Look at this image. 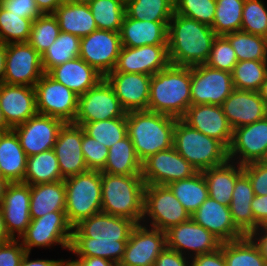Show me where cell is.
<instances>
[{
    "mask_svg": "<svg viewBox=\"0 0 267 266\" xmlns=\"http://www.w3.org/2000/svg\"><path fill=\"white\" fill-rule=\"evenodd\" d=\"M135 225L125 217L97 213L73 227L69 250L78 257H100L118 265Z\"/></svg>",
    "mask_w": 267,
    "mask_h": 266,
    "instance_id": "cell-1",
    "label": "cell"
},
{
    "mask_svg": "<svg viewBox=\"0 0 267 266\" xmlns=\"http://www.w3.org/2000/svg\"><path fill=\"white\" fill-rule=\"evenodd\" d=\"M215 37L211 26L174 13L167 32L170 64L187 67L205 64Z\"/></svg>",
    "mask_w": 267,
    "mask_h": 266,
    "instance_id": "cell-2",
    "label": "cell"
},
{
    "mask_svg": "<svg viewBox=\"0 0 267 266\" xmlns=\"http://www.w3.org/2000/svg\"><path fill=\"white\" fill-rule=\"evenodd\" d=\"M191 105V67L169 64L152 75L148 110L181 119Z\"/></svg>",
    "mask_w": 267,
    "mask_h": 266,
    "instance_id": "cell-3",
    "label": "cell"
},
{
    "mask_svg": "<svg viewBox=\"0 0 267 266\" xmlns=\"http://www.w3.org/2000/svg\"><path fill=\"white\" fill-rule=\"evenodd\" d=\"M176 119L149 110L126 113L127 134L141 162L173 146Z\"/></svg>",
    "mask_w": 267,
    "mask_h": 266,
    "instance_id": "cell-4",
    "label": "cell"
},
{
    "mask_svg": "<svg viewBox=\"0 0 267 266\" xmlns=\"http://www.w3.org/2000/svg\"><path fill=\"white\" fill-rule=\"evenodd\" d=\"M102 212L131 219L136 224L144 217L145 182L141 175L101 172Z\"/></svg>",
    "mask_w": 267,
    "mask_h": 266,
    "instance_id": "cell-5",
    "label": "cell"
},
{
    "mask_svg": "<svg viewBox=\"0 0 267 266\" xmlns=\"http://www.w3.org/2000/svg\"><path fill=\"white\" fill-rule=\"evenodd\" d=\"M173 147L197 171L225 164L228 149L218 140L190 127L182 119H176Z\"/></svg>",
    "mask_w": 267,
    "mask_h": 266,
    "instance_id": "cell-6",
    "label": "cell"
},
{
    "mask_svg": "<svg viewBox=\"0 0 267 266\" xmlns=\"http://www.w3.org/2000/svg\"><path fill=\"white\" fill-rule=\"evenodd\" d=\"M65 213L74 227L82 220L102 212L101 171L88 170L64 179Z\"/></svg>",
    "mask_w": 267,
    "mask_h": 266,
    "instance_id": "cell-7",
    "label": "cell"
},
{
    "mask_svg": "<svg viewBox=\"0 0 267 266\" xmlns=\"http://www.w3.org/2000/svg\"><path fill=\"white\" fill-rule=\"evenodd\" d=\"M151 219L150 227L166 232L191 218L168 186L146 184L144 189V217Z\"/></svg>",
    "mask_w": 267,
    "mask_h": 266,
    "instance_id": "cell-8",
    "label": "cell"
},
{
    "mask_svg": "<svg viewBox=\"0 0 267 266\" xmlns=\"http://www.w3.org/2000/svg\"><path fill=\"white\" fill-rule=\"evenodd\" d=\"M126 113L113 87L103 78L78 96L77 113L72 123L82 127L87 122L126 117Z\"/></svg>",
    "mask_w": 267,
    "mask_h": 266,
    "instance_id": "cell-9",
    "label": "cell"
},
{
    "mask_svg": "<svg viewBox=\"0 0 267 266\" xmlns=\"http://www.w3.org/2000/svg\"><path fill=\"white\" fill-rule=\"evenodd\" d=\"M72 230L65 211L49 212L37 219H31L21 235V244L29 253L32 247H50L54 244L69 250Z\"/></svg>",
    "mask_w": 267,
    "mask_h": 266,
    "instance_id": "cell-10",
    "label": "cell"
},
{
    "mask_svg": "<svg viewBox=\"0 0 267 266\" xmlns=\"http://www.w3.org/2000/svg\"><path fill=\"white\" fill-rule=\"evenodd\" d=\"M38 114L72 123L77 113L78 95L44 73L35 84Z\"/></svg>",
    "mask_w": 267,
    "mask_h": 266,
    "instance_id": "cell-11",
    "label": "cell"
},
{
    "mask_svg": "<svg viewBox=\"0 0 267 266\" xmlns=\"http://www.w3.org/2000/svg\"><path fill=\"white\" fill-rule=\"evenodd\" d=\"M234 90L231 72L206 64L191 67V105H222Z\"/></svg>",
    "mask_w": 267,
    "mask_h": 266,
    "instance_id": "cell-12",
    "label": "cell"
},
{
    "mask_svg": "<svg viewBox=\"0 0 267 266\" xmlns=\"http://www.w3.org/2000/svg\"><path fill=\"white\" fill-rule=\"evenodd\" d=\"M44 73L42 56L28 42L6 45L3 83L35 87Z\"/></svg>",
    "mask_w": 267,
    "mask_h": 266,
    "instance_id": "cell-13",
    "label": "cell"
},
{
    "mask_svg": "<svg viewBox=\"0 0 267 266\" xmlns=\"http://www.w3.org/2000/svg\"><path fill=\"white\" fill-rule=\"evenodd\" d=\"M121 47L120 32L96 29L81 38L79 57L105 78L114 70Z\"/></svg>",
    "mask_w": 267,
    "mask_h": 266,
    "instance_id": "cell-14",
    "label": "cell"
},
{
    "mask_svg": "<svg viewBox=\"0 0 267 266\" xmlns=\"http://www.w3.org/2000/svg\"><path fill=\"white\" fill-rule=\"evenodd\" d=\"M198 171L172 146L150 155L142 162L141 176L145 184L167 186L171 182L189 178Z\"/></svg>",
    "mask_w": 267,
    "mask_h": 266,
    "instance_id": "cell-15",
    "label": "cell"
},
{
    "mask_svg": "<svg viewBox=\"0 0 267 266\" xmlns=\"http://www.w3.org/2000/svg\"><path fill=\"white\" fill-rule=\"evenodd\" d=\"M147 228L143 223L134 226L117 266H154L159 254L167 247L166 232Z\"/></svg>",
    "mask_w": 267,
    "mask_h": 266,
    "instance_id": "cell-16",
    "label": "cell"
},
{
    "mask_svg": "<svg viewBox=\"0 0 267 266\" xmlns=\"http://www.w3.org/2000/svg\"><path fill=\"white\" fill-rule=\"evenodd\" d=\"M64 124L59 118L37 114L12 130L29 157L53 149L59 130Z\"/></svg>",
    "mask_w": 267,
    "mask_h": 266,
    "instance_id": "cell-17",
    "label": "cell"
},
{
    "mask_svg": "<svg viewBox=\"0 0 267 266\" xmlns=\"http://www.w3.org/2000/svg\"><path fill=\"white\" fill-rule=\"evenodd\" d=\"M267 151V116L250 125L233 129L228 159L235 164L259 162ZM234 158V159H233Z\"/></svg>",
    "mask_w": 267,
    "mask_h": 266,
    "instance_id": "cell-18",
    "label": "cell"
},
{
    "mask_svg": "<svg viewBox=\"0 0 267 266\" xmlns=\"http://www.w3.org/2000/svg\"><path fill=\"white\" fill-rule=\"evenodd\" d=\"M170 64L167 45L121 47L115 68L111 72L154 75Z\"/></svg>",
    "mask_w": 267,
    "mask_h": 266,
    "instance_id": "cell-19",
    "label": "cell"
},
{
    "mask_svg": "<svg viewBox=\"0 0 267 266\" xmlns=\"http://www.w3.org/2000/svg\"><path fill=\"white\" fill-rule=\"evenodd\" d=\"M167 248L185 255L187 251L196 255L211 253L221 246V241L192 218L166 231Z\"/></svg>",
    "mask_w": 267,
    "mask_h": 266,
    "instance_id": "cell-20",
    "label": "cell"
},
{
    "mask_svg": "<svg viewBox=\"0 0 267 266\" xmlns=\"http://www.w3.org/2000/svg\"><path fill=\"white\" fill-rule=\"evenodd\" d=\"M8 235L21 237L31 222L30 185L24 182H8L0 202Z\"/></svg>",
    "mask_w": 267,
    "mask_h": 266,
    "instance_id": "cell-21",
    "label": "cell"
},
{
    "mask_svg": "<svg viewBox=\"0 0 267 266\" xmlns=\"http://www.w3.org/2000/svg\"><path fill=\"white\" fill-rule=\"evenodd\" d=\"M82 137L83 128L73 123H65L59 130L53 150L64 179L88 171L82 152Z\"/></svg>",
    "mask_w": 267,
    "mask_h": 266,
    "instance_id": "cell-22",
    "label": "cell"
},
{
    "mask_svg": "<svg viewBox=\"0 0 267 266\" xmlns=\"http://www.w3.org/2000/svg\"><path fill=\"white\" fill-rule=\"evenodd\" d=\"M190 127L220 141L227 149L233 128L226 118L222 106L213 104L190 105L181 118Z\"/></svg>",
    "mask_w": 267,
    "mask_h": 266,
    "instance_id": "cell-23",
    "label": "cell"
},
{
    "mask_svg": "<svg viewBox=\"0 0 267 266\" xmlns=\"http://www.w3.org/2000/svg\"><path fill=\"white\" fill-rule=\"evenodd\" d=\"M151 78L147 74L122 72H110L105 77L126 112L148 110Z\"/></svg>",
    "mask_w": 267,
    "mask_h": 266,
    "instance_id": "cell-24",
    "label": "cell"
},
{
    "mask_svg": "<svg viewBox=\"0 0 267 266\" xmlns=\"http://www.w3.org/2000/svg\"><path fill=\"white\" fill-rule=\"evenodd\" d=\"M0 107L12 129L38 114L35 87L0 84Z\"/></svg>",
    "mask_w": 267,
    "mask_h": 266,
    "instance_id": "cell-25",
    "label": "cell"
},
{
    "mask_svg": "<svg viewBox=\"0 0 267 266\" xmlns=\"http://www.w3.org/2000/svg\"><path fill=\"white\" fill-rule=\"evenodd\" d=\"M233 129L250 125L267 116V107L258 92L237 90L221 105Z\"/></svg>",
    "mask_w": 267,
    "mask_h": 266,
    "instance_id": "cell-26",
    "label": "cell"
},
{
    "mask_svg": "<svg viewBox=\"0 0 267 266\" xmlns=\"http://www.w3.org/2000/svg\"><path fill=\"white\" fill-rule=\"evenodd\" d=\"M191 218L216 236L222 243L245 236L235 226L229 206L220 204L211 197L203 202L191 215Z\"/></svg>",
    "mask_w": 267,
    "mask_h": 266,
    "instance_id": "cell-27",
    "label": "cell"
},
{
    "mask_svg": "<svg viewBox=\"0 0 267 266\" xmlns=\"http://www.w3.org/2000/svg\"><path fill=\"white\" fill-rule=\"evenodd\" d=\"M169 22L135 20L124 15L120 38L124 47L167 45Z\"/></svg>",
    "mask_w": 267,
    "mask_h": 266,
    "instance_id": "cell-28",
    "label": "cell"
},
{
    "mask_svg": "<svg viewBox=\"0 0 267 266\" xmlns=\"http://www.w3.org/2000/svg\"><path fill=\"white\" fill-rule=\"evenodd\" d=\"M48 74L78 96L95 87L104 78L80 57L56 66Z\"/></svg>",
    "mask_w": 267,
    "mask_h": 266,
    "instance_id": "cell-29",
    "label": "cell"
},
{
    "mask_svg": "<svg viewBox=\"0 0 267 266\" xmlns=\"http://www.w3.org/2000/svg\"><path fill=\"white\" fill-rule=\"evenodd\" d=\"M27 155L16 133L11 129L0 132V171L7 182H23Z\"/></svg>",
    "mask_w": 267,
    "mask_h": 266,
    "instance_id": "cell-30",
    "label": "cell"
},
{
    "mask_svg": "<svg viewBox=\"0 0 267 266\" xmlns=\"http://www.w3.org/2000/svg\"><path fill=\"white\" fill-rule=\"evenodd\" d=\"M255 197L249 178L243 173L237 180L232 193L229 209L235 226L244 234L256 231V221L251 209Z\"/></svg>",
    "mask_w": 267,
    "mask_h": 266,
    "instance_id": "cell-31",
    "label": "cell"
},
{
    "mask_svg": "<svg viewBox=\"0 0 267 266\" xmlns=\"http://www.w3.org/2000/svg\"><path fill=\"white\" fill-rule=\"evenodd\" d=\"M227 161L225 164L202 171L208 186L209 197L229 206L236 180L243 174V166Z\"/></svg>",
    "mask_w": 267,
    "mask_h": 266,
    "instance_id": "cell-32",
    "label": "cell"
},
{
    "mask_svg": "<svg viewBox=\"0 0 267 266\" xmlns=\"http://www.w3.org/2000/svg\"><path fill=\"white\" fill-rule=\"evenodd\" d=\"M64 180L30 185V218L37 219L49 212L65 211Z\"/></svg>",
    "mask_w": 267,
    "mask_h": 266,
    "instance_id": "cell-33",
    "label": "cell"
},
{
    "mask_svg": "<svg viewBox=\"0 0 267 266\" xmlns=\"http://www.w3.org/2000/svg\"><path fill=\"white\" fill-rule=\"evenodd\" d=\"M53 14L62 32L82 38L98 29L88 5L74 4L66 0Z\"/></svg>",
    "mask_w": 267,
    "mask_h": 266,
    "instance_id": "cell-34",
    "label": "cell"
},
{
    "mask_svg": "<svg viewBox=\"0 0 267 266\" xmlns=\"http://www.w3.org/2000/svg\"><path fill=\"white\" fill-rule=\"evenodd\" d=\"M101 172L117 175H141L142 162L127 135L108 150V158Z\"/></svg>",
    "mask_w": 267,
    "mask_h": 266,
    "instance_id": "cell-35",
    "label": "cell"
},
{
    "mask_svg": "<svg viewBox=\"0 0 267 266\" xmlns=\"http://www.w3.org/2000/svg\"><path fill=\"white\" fill-rule=\"evenodd\" d=\"M64 180L53 149L27 157L24 183L28 185L44 184Z\"/></svg>",
    "mask_w": 267,
    "mask_h": 266,
    "instance_id": "cell-36",
    "label": "cell"
},
{
    "mask_svg": "<svg viewBox=\"0 0 267 266\" xmlns=\"http://www.w3.org/2000/svg\"><path fill=\"white\" fill-rule=\"evenodd\" d=\"M183 207L192 215L209 197L208 186L202 171L167 185Z\"/></svg>",
    "mask_w": 267,
    "mask_h": 266,
    "instance_id": "cell-37",
    "label": "cell"
},
{
    "mask_svg": "<svg viewBox=\"0 0 267 266\" xmlns=\"http://www.w3.org/2000/svg\"><path fill=\"white\" fill-rule=\"evenodd\" d=\"M226 266H267L257 243L250 235L223 242Z\"/></svg>",
    "mask_w": 267,
    "mask_h": 266,
    "instance_id": "cell-38",
    "label": "cell"
},
{
    "mask_svg": "<svg viewBox=\"0 0 267 266\" xmlns=\"http://www.w3.org/2000/svg\"><path fill=\"white\" fill-rule=\"evenodd\" d=\"M174 14V0H129L125 15L135 20L169 22Z\"/></svg>",
    "mask_w": 267,
    "mask_h": 266,
    "instance_id": "cell-39",
    "label": "cell"
},
{
    "mask_svg": "<svg viewBox=\"0 0 267 266\" xmlns=\"http://www.w3.org/2000/svg\"><path fill=\"white\" fill-rule=\"evenodd\" d=\"M81 38L60 32L55 42L43 53L42 67L45 73L69 60L79 57Z\"/></svg>",
    "mask_w": 267,
    "mask_h": 266,
    "instance_id": "cell-40",
    "label": "cell"
},
{
    "mask_svg": "<svg viewBox=\"0 0 267 266\" xmlns=\"http://www.w3.org/2000/svg\"><path fill=\"white\" fill-rule=\"evenodd\" d=\"M238 61H267V38L244 31L226 34Z\"/></svg>",
    "mask_w": 267,
    "mask_h": 266,
    "instance_id": "cell-41",
    "label": "cell"
},
{
    "mask_svg": "<svg viewBox=\"0 0 267 266\" xmlns=\"http://www.w3.org/2000/svg\"><path fill=\"white\" fill-rule=\"evenodd\" d=\"M245 0H216L212 29L216 36L240 31Z\"/></svg>",
    "mask_w": 267,
    "mask_h": 266,
    "instance_id": "cell-42",
    "label": "cell"
},
{
    "mask_svg": "<svg viewBox=\"0 0 267 266\" xmlns=\"http://www.w3.org/2000/svg\"><path fill=\"white\" fill-rule=\"evenodd\" d=\"M267 74V61H238L231 72L234 89L258 92Z\"/></svg>",
    "mask_w": 267,
    "mask_h": 266,
    "instance_id": "cell-43",
    "label": "cell"
},
{
    "mask_svg": "<svg viewBox=\"0 0 267 266\" xmlns=\"http://www.w3.org/2000/svg\"><path fill=\"white\" fill-rule=\"evenodd\" d=\"M88 6L98 29L120 32L125 3L121 0H94Z\"/></svg>",
    "mask_w": 267,
    "mask_h": 266,
    "instance_id": "cell-44",
    "label": "cell"
},
{
    "mask_svg": "<svg viewBox=\"0 0 267 266\" xmlns=\"http://www.w3.org/2000/svg\"><path fill=\"white\" fill-rule=\"evenodd\" d=\"M82 128L87 135L105 145L107 148H110L128 135L126 117L87 122Z\"/></svg>",
    "mask_w": 267,
    "mask_h": 266,
    "instance_id": "cell-45",
    "label": "cell"
},
{
    "mask_svg": "<svg viewBox=\"0 0 267 266\" xmlns=\"http://www.w3.org/2000/svg\"><path fill=\"white\" fill-rule=\"evenodd\" d=\"M60 32L58 20L53 13L41 14L32 22L28 43L42 56Z\"/></svg>",
    "mask_w": 267,
    "mask_h": 266,
    "instance_id": "cell-46",
    "label": "cell"
},
{
    "mask_svg": "<svg viewBox=\"0 0 267 266\" xmlns=\"http://www.w3.org/2000/svg\"><path fill=\"white\" fill-rule=\"evenodd\" d=\"M32 22V19L22 18L0 5V42L6 45L28 42Z\"/></svg>",
    "mask_w": 267,
    "mask_h": 266,
    "instance_id": "cell-47",
    "label": "cell"
},
{
    "mask_svg": "<svg viewBox=\"0 0 267 266\" xmlns=\"http://www.w3.org/2000/svg\"><path fill=\"white\" fill-rule=\"evenodd\" d=\"M240 30L267 38V9L263 1H244Z\"/></svg>",
    "mask_w": 267,
    "mask_h": 266,
    "instance_id": "cell-48",
    "label": "cell"
},
{
    "mask_svg": "<svg viewBox=\"0 0 267 266\" xmlns=\"http://www.w3.org/2000/svg\"><path fill=\"white\" fill-rule=\"evenodd\" d=\"M216 0H174V13L212 26Z\"/></svg>",
    "mask_w": 267,
    "mask_h": 266,
    "instance_id": "cell-49",
    "label": "cell"
},
{
    "mask_svg": "<svg viewBox=\"0 0 267 266\" xmlns=\"http://www.w3.org/2000/svg\"><path fill=\"white\" fill-rule=\"evenodd\" d=\"M237 62L238 59L229 40L225 36H216L205 64L213 69L232 72Z\"/></svg>",
    "mask_w": 267,
    "mask_h": 266,
    "instance_id": "cell-50",
    "label": "cell"
},
{
    "mask_svg": "<svg viewBox=\"0 0 267 266\" xmlns=\"http://www.w3.org/2000/svg\"><path fill=\"white\" fill-rule=\"evenodd\" d=\"M81 145L88 170L101 171L107 162L109 148L87 135L84 129Z\"/></svg>",
    "mask_w": 267,
    "mask_h": 266,
    "instance_id": "cell-51",
    "label": "cell"
},
{
    "mask_svg": "<svg viewBox=\"0 0 267 266\" xmlns=\"http://www.w3.org/2000/svg\"><path fill=\"white\" fill-rule=\"evenodd\" d=\"M243 173L249 178L255 195H267V166L260 162L243 165Z\"/></svg>",
    "mask_w": 267,
    "mask_h": 266,
    "instance_id": "cell-52",
    "label": "cell"
},
{
    "mask_svg": "<svg viewBox=\"0 0 267 266\" xmlns=\"http://www.w3.org/2000/svg\"><path fill=\"white\" fill-rule=\"evenodd\" d=\"M20 239H11L6 242L0 243V266H20L22 259L25 256L26 250L21 243Z\"/></svg>",
    "mask_w": 267,
    "mask_h": 266,
    "instance_id": "cell-53",
    "label": "cell"
},
{
    "mask_svg": "<svg viewBox=\"0 0 267 266\" xmlns=\"http://www.w3.org/2000/svg\"><path fill=\"white\" fill-rule=\"evenodd\" d=\"M0 5L9 12L33 21L42 14L34 0H0Z\"/></svg>",
    "mask_w": 267,
    "mask_h": 266,
    "instance_id": "cell-54",
    "label": "cell"
},
{
    "mask_svg": "<svg viewBox=\"0 0 267 266\" xmlns=\"http://www.w3.org/2000/svg\"><path fill=\"white\" fill-rule=\"evenodd\" d=\"M190 258L192 260L191 266H226V261L223 254V243L216 251L211 253H205L201 255H192Z\"/></svg>",
    "mask_w": 267,
    "mask_h": 266,
    "instance_id": "cell-55",
    "label": "cell"
},
{
    "mask_svg": "<svg viewBox=\"0 0 267 266\" xmlns=\"http://www.w3.org/2000/svg\"><path fill=\"white\" fill-rule=\"evenodd\" d=\"M154 266H191L181 253L165 248L155 260Z\"/></svg>",
    "mask_w": 267,
    "mask_h": 266,
    "instance_id": "cell-56",
    "label": "cell"
},
{
    "mask_svg": "<svg viewBox=\"0 0 267 266\" xmlns=\"http://www.w3.org/2000/svg\"><path fill=\"white\" fill-rule=\"evenodd\" d=\"M251 209L256 221V230L267 222V195H255L251 202Z\"/></svg>",
    "mask_w": 267,
    "mask_h": 266,
    "instance_id": "cell-57",
    "label": "cell"
},
{
    "mask_svg": "<svg viewBox=\"0 0 267 266\" xmlns=\"http://www.w3.org/2000/svg\"><path fill=\"white\" fill-rule=\"evenodd\" d=\"M42 14L54 13L66 0H34Z\"/></svg>",
    "mask_w": 267,
    "mask_h": 266,
    "instance_id": "cell-58",
    "label": "cell"
},
{
    "mask_svg": "<svg viewBox=\"0 0 267 266\" xmlns=\"http://www.w3.org/2000/svg\"><path fill=\"white\" fill-rule=\"evenodd\" d=\"M29 252L25 253L24 258L22 259L20 266H61L62 265V259L60 260H44V259H38V260H28L29 259Z\"/></svg>",
    "mask_w": 267,
    "mask_h": 266,
    "instance_id": "cell-59",
    "label": "cell"
},
{
    "mask_svg": "<svg viewBox=\"0 0 267 266\" xmlns=\"http://www.w3.org/2000/svg\"><path fill=\"white\" fill-rule=\"evenodd\" d=\"M250 236L254 239V241L259 246L261 253H262V255L265 258L266 263H267V230L258 229L255 232H253ZM256 237H258V238H256Z\"/></svg>",
    "mask_w": 267,
    "mask_h": 266,
    "instance_id": "cell-60",
    "label": "cell"
},
{
    "mask_svg": "<svg viewBox=\"0 0 267 266\" xmlns=\"http://www.w3.org/2000/svg\"><path fill=\"white\" fill-rule=\"evenodd\" d=\"M82 266H117L110 260L100 257H79L76 259Z\"/></svg>",
    "mask_w": 267,
    "mask_h": 266,
    "instance_id": "cell-61",
    "label": "cell"
},
{
    "mask_svg": "<svg viewBox=\"0 0 267 266\" xmlns=\"http://www.w3.org/2000/svg\"><path fill=\"white\" fill-rule=\"evenodd\" d=\"M6 63V44L0 42V84L3 82Z\"/></svg>",
    "mask_w": 267,
    "mask_h": 266,
    "instance_id": "cell-62",
    "label": "cell"
},
{
    "mask_svg": "<svg viewBox=\"0 0 267 266\" xmlns=\"http://www.w3.org/2000/svg\"><path fill=\"white\" fill-rule=\"evenodd\" d=\"M12 238L8 235L7 229L5 226V220L3 217V212L0 207V243L11 240Z\"/></svg>",
    "mask_w": 267,
    "mask_h": 266,
    "instance_id": "cell-63",
    "label": "cell"
},
{
    "mask_svg": "<svg viewBox=\"0 0 267 266\" xmlns=\"http://www.w3.org/2000/svg\"><path fill=\"white\" fill-rule=\"evenodd\" d=\"M258 93H259L261 99L265 102V105L267 107V74H266L265 80L261 84V87H260Z\"/></svg>",
    "mask_w": 267,
    "mask_h": 266,
    "instance_id": "cell-64",
    "label": "cell"
},
{
    "mask_svg": "<svg viewBox=\"0 0 267 266\" xmlns=\"http://www.w3.org/2000/svg\"><path fill=\"white\" fill-rule=\"evenodd\" d=\"M10 130L11 128L6 123V120L0 107V132H8Z\"/></svg>",
    "mask_w": 267,
    "mask_h": 266,
    "instance_id": "cell-65",
    "label": "cell"
},
{
    "mask_svg": "<svg viewBox=\"0 0 267 266\" xmlns=\"http://www.w3.org/2000/svg\"><path fill=\"white\" fill-rule=\"evenodd\" d=\"M7 184H8V182L4 178H0V202H1L2 197L4 195V191H5Z\"/></svg>",
    "mask_w": 267,
    "mask_h": 266,
    "instance_id": "cell-66",
    "label": "cell"
},
{
    "mask_svg": "<svg viewBox=\"0 0 267 266\" xmlns=\"http://www.w3.org/2000/svg\"><path fill=\"white\" fill-rule=\"evenodd\" d=\"M61 266H82L77 260H73V261H65L63 259L62 261V265Z\"/></svg>",
    "mask_w": 267,
    "mask_h": 266,
    "instance_id": "cell-67",
    "label": "cell"
},
{
    "mask_svg": "<svg viewBox=\"0 0 267 266\" xmlns=\"http://www.w3.org/2000/svg\"><path fill=\"white\" fill-rule=\"evenodd\" d=\"M74 4H83V5H89L94 0H67Z\"/></svg>",
    "mask_w": 267,
    "mask_h": 266,
    "instance_id": "cell-68",
    "label": "cell"
},
{
    "mask_svg": "<svg viewBox=\"0 0 267 266\" xmlns=\"http://www.w3.org/2000/svg\"><path fill=\"white\" fill-rule=\"evenodd\" d=\"M259 162L262 163L263 165L267 166V151L265 152V155L263 156V158Z\"/></svg>",
    "mask_w": 267,
    "mask_h": 266,
    "instance_id": "cell-69",
    "label": "cell"
},
{
    "mask_svg": "<svg viewBox=\"0 0 267 266\" xmlns=\"http://www.w3.org/2000/svg\"><path fill=\"white\" fill-rule=\"evenodd\" d=\"M259 229H265V230H267V222L262 227H260Z\"/></svg>",
    "mask_w": 267,
    "mask_h": 266,
    "instance_id": "cell-70",
    "label": "cell"
},
{
    "mask_svg": "<svg viewBox=\"0 0 267 266\" xmlns=\"http://www.w3.org/2000/svg\"><path fill=\"white\" fill-rule=\"evenodd\" d=\"M123 3H126L127 1H129V0H121Z\"/></svg>",
    "mask_w": 267,
    "mask_h": 266,
    "instance_id": "cell-71",
    "label": "cell"
}]
</instances>
